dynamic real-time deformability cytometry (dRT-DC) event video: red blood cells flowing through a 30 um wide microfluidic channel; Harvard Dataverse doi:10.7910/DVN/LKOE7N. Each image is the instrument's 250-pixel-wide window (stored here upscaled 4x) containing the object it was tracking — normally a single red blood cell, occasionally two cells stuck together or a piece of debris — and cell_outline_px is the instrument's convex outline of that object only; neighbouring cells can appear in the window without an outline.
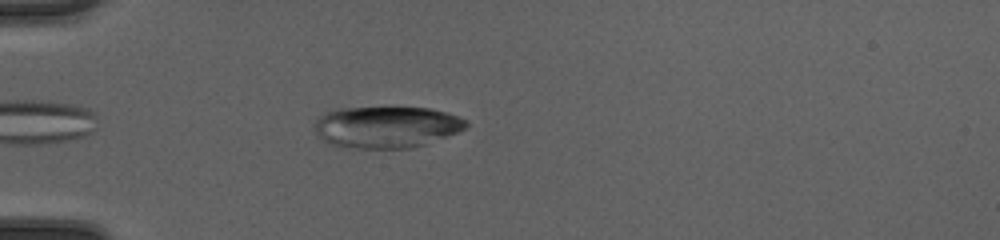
{"species": "common noctule bat (a hibernating species)", "species_latin": "Nyctalus noctula", "temperature_condition": "cold", "stored_images_in_passage": 39, "camera_frame_rate_fps": 3000, "um_per_image_px": 0.085, "animal": {"sex": "female", "body_mass_g": 20.0, "forearm_length_mm": 54.0}, "frame": {"image": 1, "passage_image": 4, "time_ms": 1.0, "image_size_px": [1000, 240], "cell_outline_px": [[468, 124], [464, 128], [456, 132], [424, 144], [408, 148], [356, 148], [332, 144], [316, 128], [316, 120], [332, 112], [348, 108], [428, 108], [444, 112], [456, 116], [464, 120]], "centroid_in_image_um": [32.93, 10.8], "position_along_channel_um": 52.1, "area_um2": 35.08}}
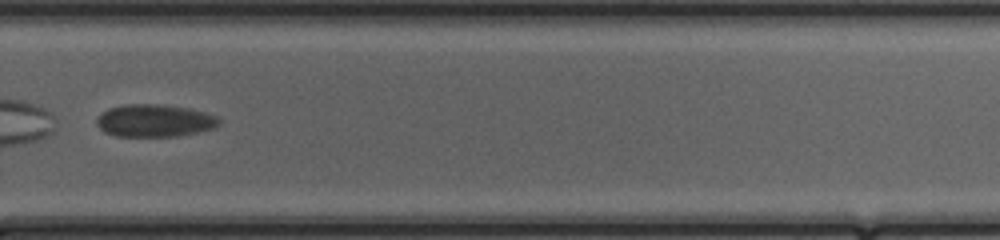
{"frame": {"image": 2, "passage_image": 26, "time_ms": 8.333, "image_size_px": [1000, 240], "cell_outline_px": [[220, 124], [216, 128], [176, 136], [116, 136], [104, 132], [96, 124], [96, 120], [108, 108], [128, 104], [156, 104], [188, 108], [204, 112], [216, 116], [220, 120]], "centroid_in_image_um": [13.15, 10.26], "position_along_channel_um": 316.7, "area_um2": 23.0}}
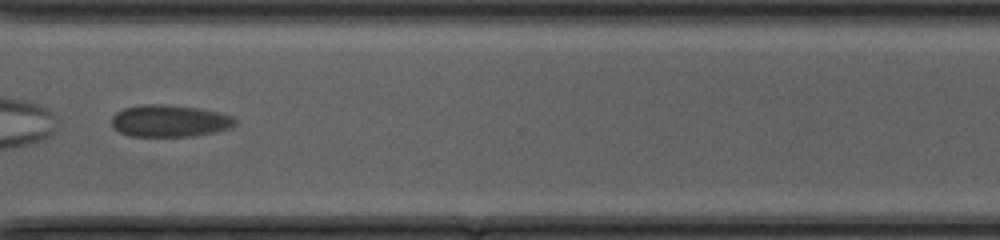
{"frame": {"image": 3, "passage_image": 29, "time_ms": 9.333, "image_size_px": [1000, 240], "cell_outline_px": [[236, 124], [228, 128], [212, 132], [192, 136], [128, 136], [120, 132], [112, 124], [112, 116], [116, 112], [124, 108], [140, 104], [164, 104], [200, 108], [220, 112], [232, 116], [236, 120]], "centroid_in_image_um": [14.4, 10.26], "position_along_channel_um": 356.2, "area_um2": 23.0}}